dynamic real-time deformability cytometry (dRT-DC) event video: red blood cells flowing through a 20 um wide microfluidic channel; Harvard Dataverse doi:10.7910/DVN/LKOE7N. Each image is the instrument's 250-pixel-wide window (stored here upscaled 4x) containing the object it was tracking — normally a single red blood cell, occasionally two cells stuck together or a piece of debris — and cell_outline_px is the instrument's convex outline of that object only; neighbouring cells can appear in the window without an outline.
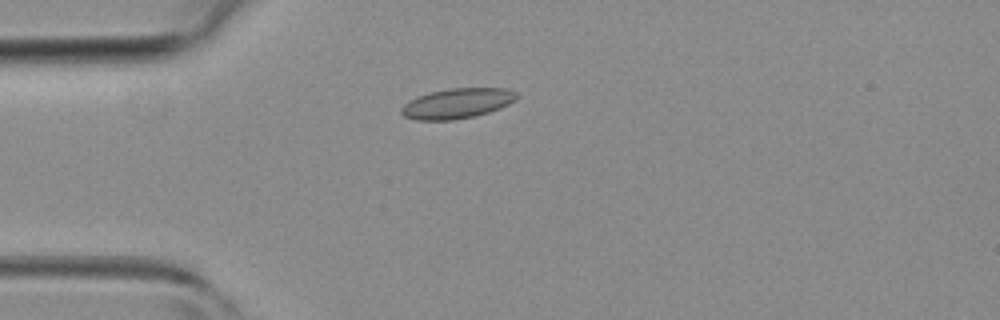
{"species": "common noctule bat (a hibernating species)", "species_latin": "Nyctalus noctula", "temperature_condition": "room temperature", "stored_images_in_passage": 1, "camera_frame_rate_fps": 3000, "um_per_image_px": 0.085, "animal": {"sex": "female", "body_mass_g": 19.3, "forearm_length_mm": 54.1}, "frame": {"image": 1, "passage_image": 1, "time_ms": 0.0, "image_size_px": [1000, 320], "cell_outline_px": [[516, 100], [500, 108], [476, 116], [452, 120], [416, 120], [404, 116], [400, 112], [400, 108], [404, 104], [420, 96], [432, 92], [452, 88], [508, 88], [516, 92]], "centroid_in_image_um": [38.88, 8.79], "position_along_channel_um": 46.1, "area_um2": 20.06}}